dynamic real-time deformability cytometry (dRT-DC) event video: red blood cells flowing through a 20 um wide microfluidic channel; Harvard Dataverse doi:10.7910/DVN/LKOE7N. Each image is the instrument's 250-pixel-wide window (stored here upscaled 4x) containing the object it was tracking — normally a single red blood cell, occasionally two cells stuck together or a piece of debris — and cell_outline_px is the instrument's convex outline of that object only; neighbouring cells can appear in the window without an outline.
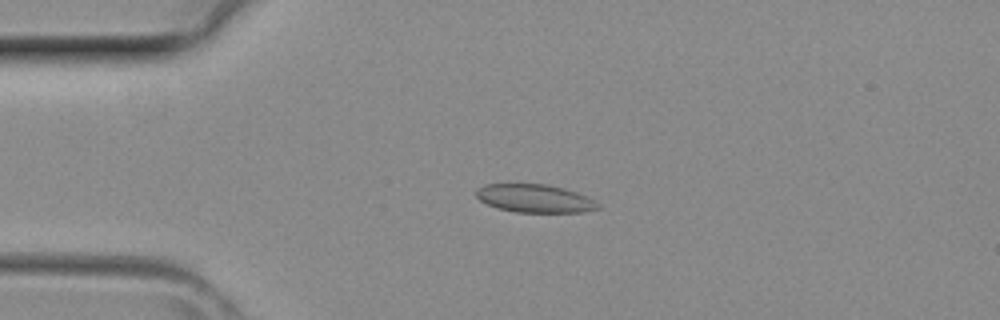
{"species": "common noctule bat (a hibernating species)", "species_latin": "Nyctalus noctula", "temperature_condition": "room temperature", "stored_images_in_passage": 3, "camera_frame_rate_fps": 3000, "um_per_image_px": 0.085, "animal": {"sex": "female", "body_mass_g": 29.2, "forearm_length_mm": 56.3}, "frame": {"image": 1, "passage_image": 1, "time_ms": 0.0, "image_size_px": [1000, 320], "cell_outline_px": [[600, 208], [584, 212], [516, 212], [496, 208], [480, 200], [476, 196], [476, 188], [484, 184], [548, 184], [564, 188], [588, 196], [600, 204]], "centroid_in_image_um": [45.46, 16.86], "position_along_channel_um": 39.5, "area_um2": 20.11}}
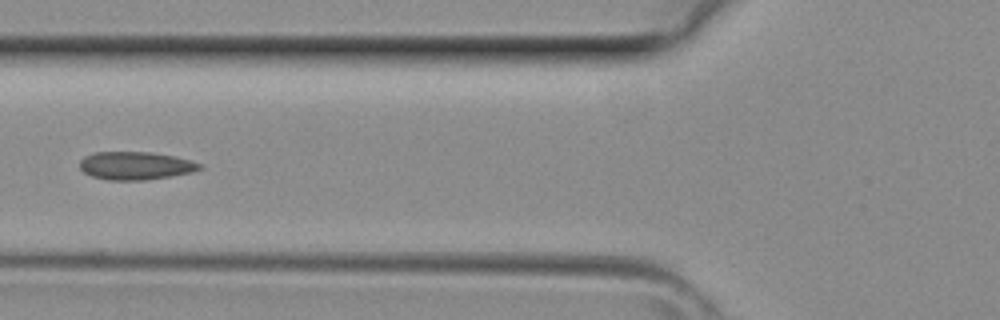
{"frame": {"image": 2, "passage_image": 3, "time_ms": 0.667, "image_size_px": [1000, 320], "cell_outline_px": [[204, 168], [192, 172], [144, 180], [108, 180], [92, 176], [84, 172], [80, 168], [80, 160], [84, 156], [96, 152], [152, 152], [176, 156], [200, 164]], "centroid_in_image_um": [11.5, 14.07], "position_along_channel_um": 114.3, "area_um2": 19.48}}